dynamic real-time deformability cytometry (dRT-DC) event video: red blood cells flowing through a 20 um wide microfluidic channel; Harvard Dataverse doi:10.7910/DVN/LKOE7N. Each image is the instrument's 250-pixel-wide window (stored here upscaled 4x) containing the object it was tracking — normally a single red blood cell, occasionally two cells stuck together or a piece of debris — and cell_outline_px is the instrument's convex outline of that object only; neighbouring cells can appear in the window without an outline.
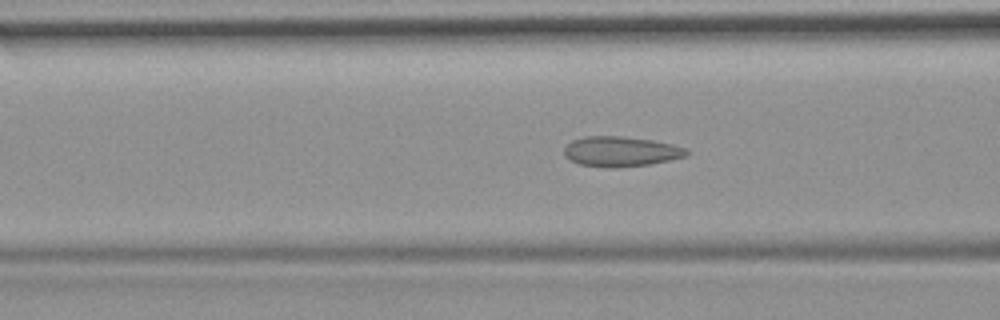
{"species": "common noctule bat (a hibernating species)", "species_latin": "Nyctalus noctula", "temperature_condition": "room temperature", "stored_images_in_passage": 54, "camera_frame_rate_fps": 3000, "um_per_image_px": 0.085, "animal": {"sex": "female", "body_mass_g": 19.9}, "frame": {"image": 1, "passage_image": 21, "time_ms": 6.667, "image_size_px": [1000, 320], "cell_outline_px": [[692, 152], [688, 156], [648, 164], [616, 168], [608, 168], [580, 164], [568, 160], [564, 156], [564, 148], [572, 140], [584, 136], [624, 136], [652, 140], [672, 144], [688, 148]], "centroid_in_image_um": [52.78, 12.87], "position_along_channel_um": 113.8, "area_um2": 21.73}}
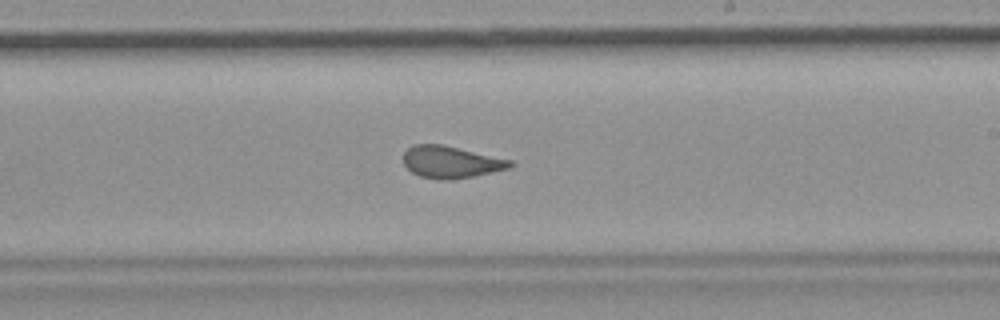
{"frame": {"image": 2, "passage_image": 32, "time_ms": 10.333, "image_size_px": [1000, 320], "cell_outline_px": [[516, 164], [512, 168], [452, 180], [440, 180], [420, 176], [412, 172], [404, 164], [404, 152], [412, 144], [440, 144], [512, 160]], "centroid_in_image_um": [38.35, 13.78], "position_along_channel_um": 250.7, "area_um2": 19.88}}
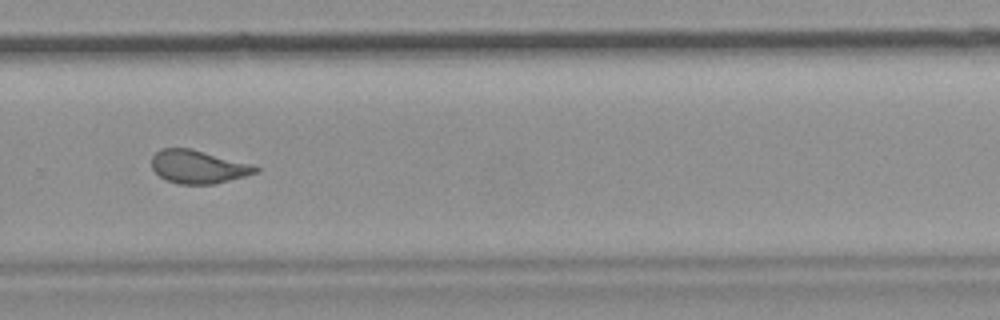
{"frame": {"image": 3, "passage_image": 37, "time_ms": 12.0, "image_size_px": [1000, 320], "cell_outline_px": [[260, 168], [256, 172], [244, 176], [216, 184], [180, 184], [168, 180], [160, 176], [152, 168], [152, 156], [160, 148], [188, 148], [252, 164]], "centroid_in_image_um": [16.83, 14.18], "position_along_channel_um": 313.0, "area_um2": 19.83}, "authors_computed_cell_mechanics": {"area_um2": 21.2415, "velocity_mm_per_s": 3.7402, "shape_relaxation_time_tau1_ms": null, "shape_relaxation_time_tau2_ms": 1.0654, "deformation_change_tau1": null, "deformation_change_tau2": 0.0796}}